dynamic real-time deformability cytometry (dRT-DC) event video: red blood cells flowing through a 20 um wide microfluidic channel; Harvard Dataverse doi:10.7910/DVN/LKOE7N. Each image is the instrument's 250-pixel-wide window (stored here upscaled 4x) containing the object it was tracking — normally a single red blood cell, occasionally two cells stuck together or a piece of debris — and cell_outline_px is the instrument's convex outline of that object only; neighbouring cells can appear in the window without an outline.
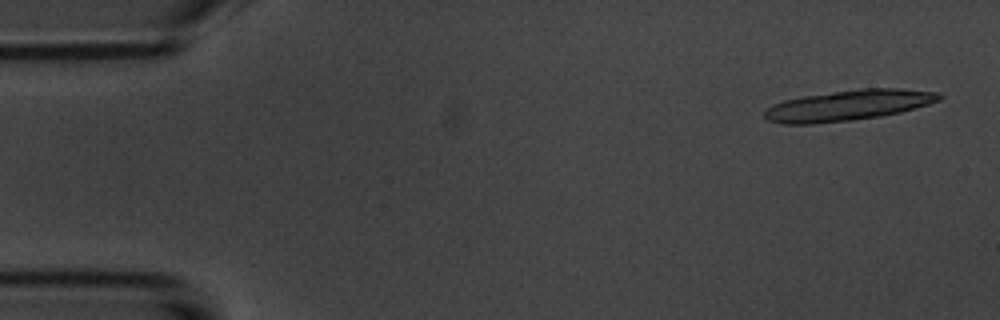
{"species": "common noctule bat (a hibernating species)", "species_latin": "Nyctalus noctula", "temperature_condition": "room temperature", "stored_images_in_passage": 5, "camera_frame_rate_fps": 3000, "um_per_image_px": 0.085, "animal": {"sex": "male", "body_mass_g": 20.1, "forearm_length_mm": 53.5}, "frame": {"image": 1, "passage_image": 1, "time_ms": 0.0, "image_size_px": [1000, 320], "cell_outline_px": [[944, 96], [940, 100], [928, 104], [900, 112], [880, 116], [852, 120], [812, 124], [784, 124], [768, 120], [764, 116], [764, 112], [772, 104], [784, 100], [804, 96], [860, 88], [900, 88], [936, 92]], "centroid_in_image_um": [72.1, 8.95], "position_along_channel_um": 12.9, "area_um2": 30.98}}